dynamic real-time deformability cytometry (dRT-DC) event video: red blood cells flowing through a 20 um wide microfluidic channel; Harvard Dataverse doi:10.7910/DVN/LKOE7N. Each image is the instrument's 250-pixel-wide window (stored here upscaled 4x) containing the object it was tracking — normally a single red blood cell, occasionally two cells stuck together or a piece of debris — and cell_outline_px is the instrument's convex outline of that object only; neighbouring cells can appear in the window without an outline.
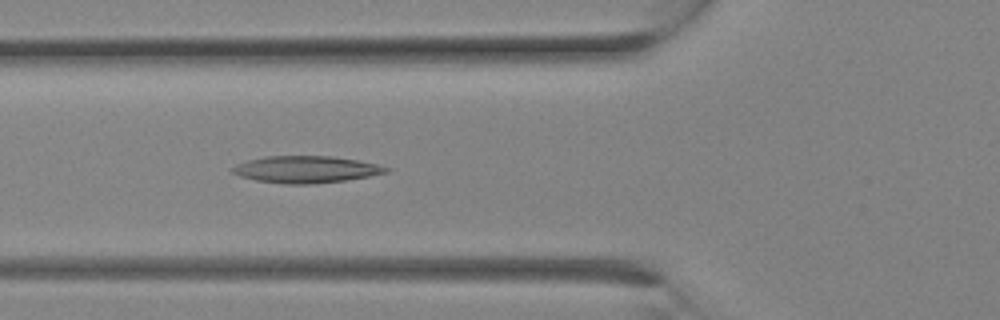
{"species": "Egyptian fruit bat (a non-hibernating species)", "species_latin": "Rousettus aegyptiacus", "temperature_condition": "room temperature", "stored_images_in_passage": 9, "camera_frame_rate_fps": 3000, "um_per_image_px": 0.085, "animal": {"sex": "female"}, "frame": {"image": 1, "passage_image": 9, "time_ms": 2.667, "image_size_px": [1000, 320], "cell_outline_px": [[392, 168], [388, 172], [368, 176], [344, 180], [312, 184], [284, 184], [256, 180], [240, 176], [232, 172], [232, 168], [236, 164], [248, 160], [264, 156], [332, 156], [356, 160], [376, 164]], "centroid_in_image_um": [25.99, 14.4], "position_along_channel_um": 99.8, "area_um2": 23.93}}